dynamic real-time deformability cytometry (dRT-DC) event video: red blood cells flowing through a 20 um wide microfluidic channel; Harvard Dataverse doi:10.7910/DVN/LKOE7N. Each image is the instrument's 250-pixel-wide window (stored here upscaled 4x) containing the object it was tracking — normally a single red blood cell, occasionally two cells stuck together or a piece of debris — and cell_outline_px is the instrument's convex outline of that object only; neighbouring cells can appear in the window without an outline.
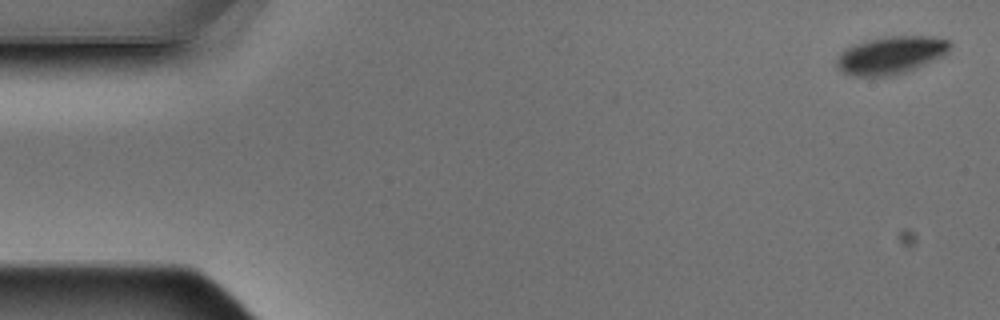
{"species": "Egyptian fruit bat (a non-hibernating species)", "species_latin": "Rousettus aegyptiacus", "temperature_condition": "warm", "stored_images_in_passage": 4, "camera_frame_rate_fps": 3000, "um_per_image_px": 0.085, "animal": {"sex": "male"}, "frame": {"image": 1, "passage_image": 1, "time_ms": 0.0, "image_size_px": [1000, 320], "cell_outline_px": [[952, 48], [944, 56], [916, 68], [892, 76], [852, 76], [836, 68], [836, 60], [840, 52], [844, 48], [868, 40], [888, 36], [932, 36], [948, 40], [952, 44]], "centroid_in_image_um": [75.74, 4.69], "position_along_channel_um": 9.3, "area_um2": 25.09}}
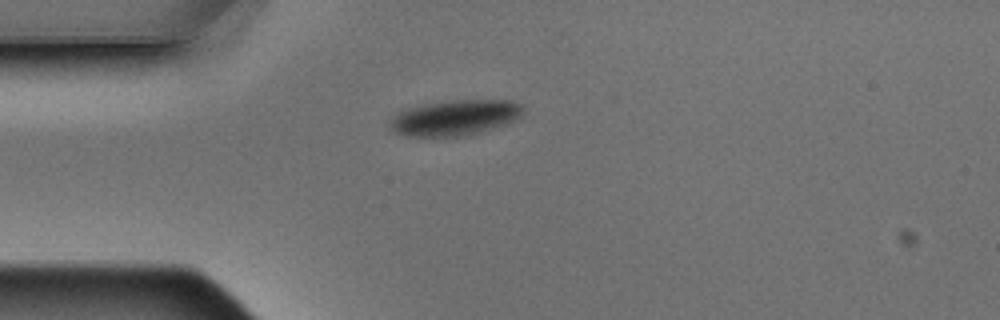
{"frame": {"image": 2, "passage_image": 4, "time_ms": 1.0, "image_size_px": [1000, 320], "cell_outline_px": [[524, 112], [516, 120], [508, 124], [468, 136], [408, 136], [392, 132], [388, 128], [388, 120], [392, 116], [408, 108], [424, 104], [452, 100], [512, 100], [524, 104]], "centroid_in_image_um": [38.69, 10.01], "position_along_channel_um": 46.3, "area_um2": 28.09}}